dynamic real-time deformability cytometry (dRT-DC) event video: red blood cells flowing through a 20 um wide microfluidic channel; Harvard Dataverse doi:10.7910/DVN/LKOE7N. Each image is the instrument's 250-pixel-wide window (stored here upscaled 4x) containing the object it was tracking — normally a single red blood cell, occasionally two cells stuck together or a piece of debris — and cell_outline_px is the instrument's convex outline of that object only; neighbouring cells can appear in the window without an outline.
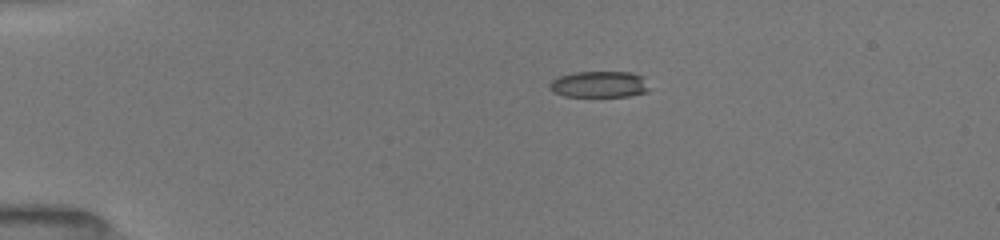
{"species": "common noctule bat (a hibernating species)", "species_latin": "Nyctalus noctula", "temperature_condition": "room temperature", "stored_images_in_passage": 37, "camera_frame_rate_fps": 3000, "um_per_image_px": 0.085, "animal": {"sex": "female", "body_mass_g": 19.5, "forearm_length_mm": 54.1}, "frame": {"image": 1, "passage_image": 1, "time_ms": 0.0, "image_size_px": [1000, 240], "cell_outline_px": [[652, 88], [648, 92], [628, 96], [564, 96], [552, 92], [548, 88], [548, 84], [552, 80], [560, 76], [572, 72], [632, 72], [644, 76]], "centroid_in_image_um": [50.98, 7.16], "position_along_channel_um": 34.0, "area_um2": 15.66}}
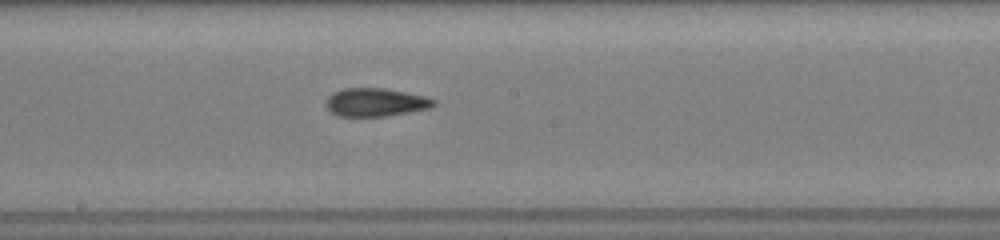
{"frame": {"image": 2, "passage_image": 15, "time_ms": 6.0, "image_size_px": [1000, 240], "cell_outline_px": [[436, 104], [432, 108], [384, 116], [336, 116], [324, 104], [328, 96], [332, 92], [344, 88], [384, 88], [424, 96], [436, 100]], "centroid_in_image_um": [31.9, 8.69], "position_along_channel_um": 216.3, "area_um2": 17.74}}
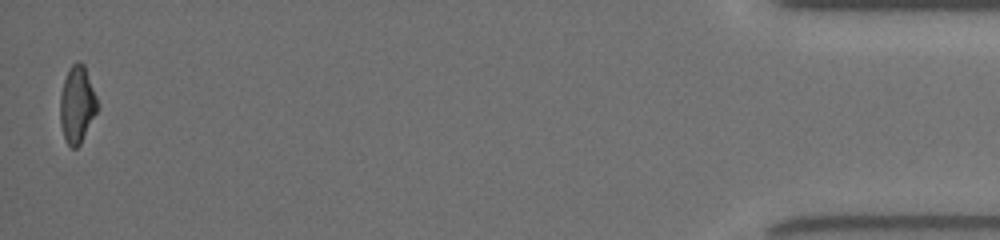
{"frame": {"image": 3, "passage_image": 37, "time_ms": 13.333, "image_size_px": [1000, 240], "cell_outline_px": [[96, 112], [80, 144], [76, 148], [72, 148], [68, 144], [64, 136], [60, 124], [60, 96], [64, 80], [72, 64], [76, 60], [80, 60], [84, 64], [96, 96]], "centroid_in_image_um": [6.53, 8.86], "position_along_channel_um": 428.7, "area_um2": 16.36}, "authors_computed_cell_mechanics": {"area_um2": 17.34, "velocity_mm_per_s": 4.0226, "shape_relaxation_time_tau1_ms": 8.0067, "shape_relaxation_time_tau2_ms": 2.9572, "deformation_change_tau1": 0.2408, "deformation_change_tau2": 0.1059}}